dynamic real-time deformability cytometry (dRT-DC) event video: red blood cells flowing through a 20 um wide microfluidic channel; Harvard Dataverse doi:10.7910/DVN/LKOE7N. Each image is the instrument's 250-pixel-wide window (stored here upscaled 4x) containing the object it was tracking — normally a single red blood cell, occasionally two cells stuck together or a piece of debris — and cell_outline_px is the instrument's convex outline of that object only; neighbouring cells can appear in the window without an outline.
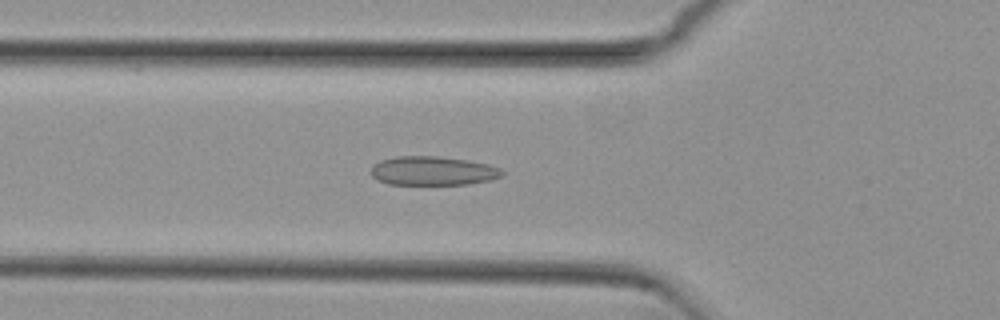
{"species": "common noctule bat (a hibernating species)", "species_latin": "Nyctalus noctula", "temperature_condition": "cold", "stored_images_in_passage": 39, "camera_frame_rate_fps": 3000, "um_per_image_px": 0.085, "animal": {"sex": "female", "body_mass_g": 29.2, "forearm_length_mm": 56.3}, "frame": {"image": 1, "passage_image": 10, "time_ms": 3.0, "image_size_px": [1000, 320], "cell_outline_px": [[504, 172], [500, 176], [492, 180], [468, 184], [388, 184], [376, 180], [368, 172], [372, 164], [380, 160], [396, 156], [436, 156], [468, 160], [488, 164], [500, 168]], "centroid_in_image_um": [36.73, 14.52], "position_along_channel_um": 89.1, "area_um2": 22.37}}
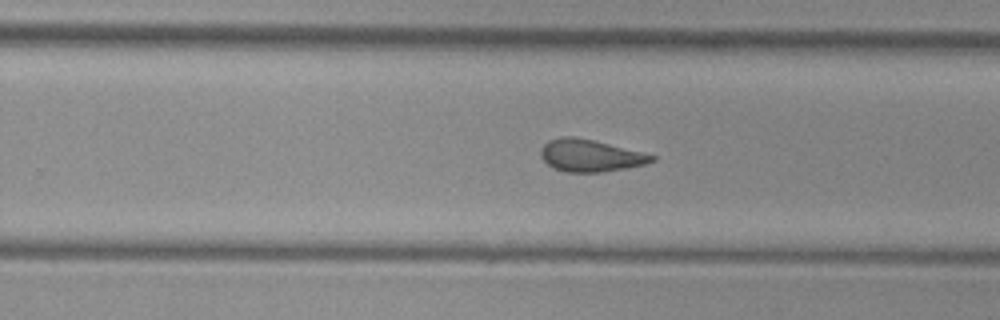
{"frame": {"image": 2, "passage_image": 25, "time_ms": 8.0, "image_size_px": [1000, 320], "cell_outline_px": [[656, 160], [644, 164], [628, 168], [600, 172], [564, 172], [552, 168], [540, 156], [540, 148], [548, 140], [560, 136], [572, 136], [592, 140], [656, 156]], "centroid_in_image_um": [50.11, 13.23], "position_along_channel_um": 279.7, "area_um2": 20.69}}
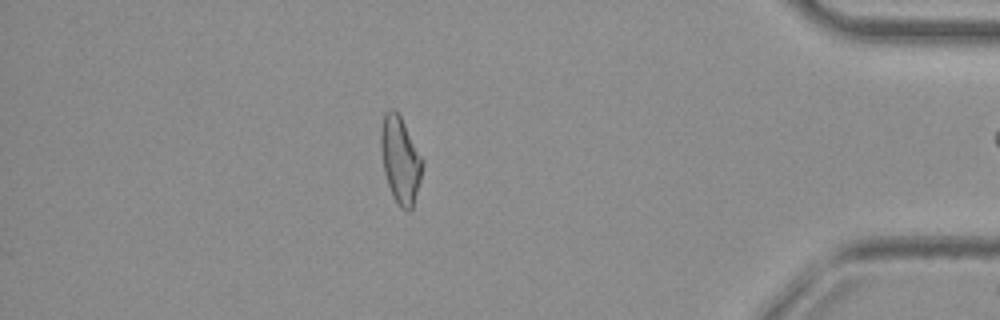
{"frame": {"image": 3, "passage_image": 38, "time_ms": 12.333, "image_size_px": [1000, 320], "cell_outline_px": [[424, 160], [420, 180], [412, 208], [408, 212], [400, 208], [392, 196], [384, 172], [380, 148], [380, 132], [384, 112], [392, 108], [400, 116]], "centroid_in_image_um": [34.01, 13.6], "position_along_channel_um": 401.2, "area_um2": 20.98}}